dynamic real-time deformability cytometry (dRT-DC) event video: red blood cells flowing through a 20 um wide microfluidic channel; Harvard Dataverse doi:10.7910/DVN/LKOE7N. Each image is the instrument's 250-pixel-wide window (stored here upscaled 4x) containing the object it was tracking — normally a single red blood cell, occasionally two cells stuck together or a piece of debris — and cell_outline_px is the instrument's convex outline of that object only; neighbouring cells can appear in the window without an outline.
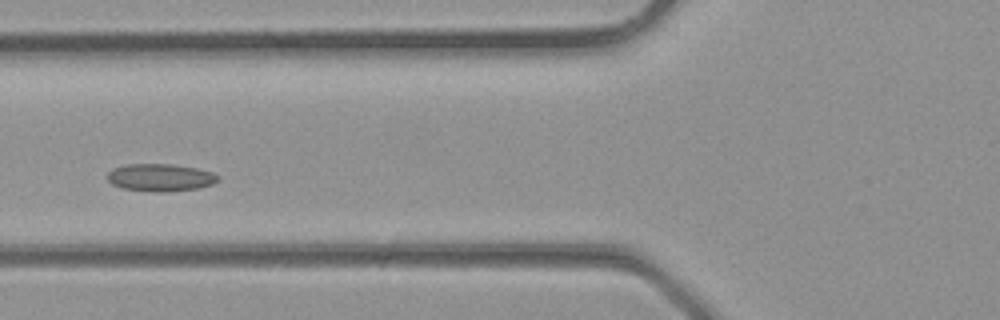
{"species": "common noctule bat (a hibernating species)", "species_latin": "Nyctalus noctula", "temperature_condition": "room temperature", "stored_images_in_passage": 16, "camera_frame_rate_fps": 3000, "um_per_image_px": 0.085, "animal": {"sex": "male", "body_mass_g": 23.1, "forearm_length_mm": 52.7}, "frame": {"image": 1, "passage_image": 10, "time_ms": 3.0, "image_size_px": [1000, 320], "cell_outline_px": [[220, 180], [212, 184], [200, 188], [164, 192], [156, 192], [124, 188], [112, 184], [108, 180], [108, 172], [112, 168], [124, 164], [172, 164], [196, 168], [212, 172], [220, 176]], "centroid_in_image_um": [13.65, 15.08], "position_along_channel_um": 112.1, "area_um2": 17.8}}
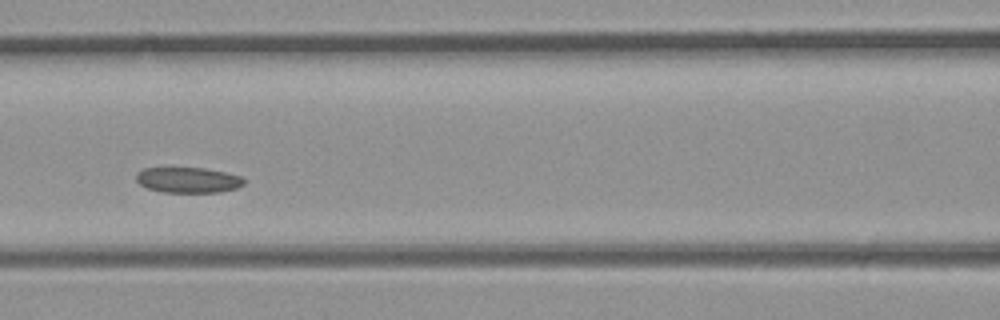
{"frame": {"image": 2, "passage_image": 12, "time_ms": 3.667, "image_size_px": [1000, 320], "cell_outline_px": [[244, 184], [236, 188], [220, 192], [164, 192], [148, 188], [140, 184], [136, 180], [136, 172], [144, 168], [204, 168], [224, 172], [240, 176], [244, 180]], "centroid_in_image_um": [15.97, 15.3], "position_along_channel_um": 150.6, "area_um2": 15.9}}
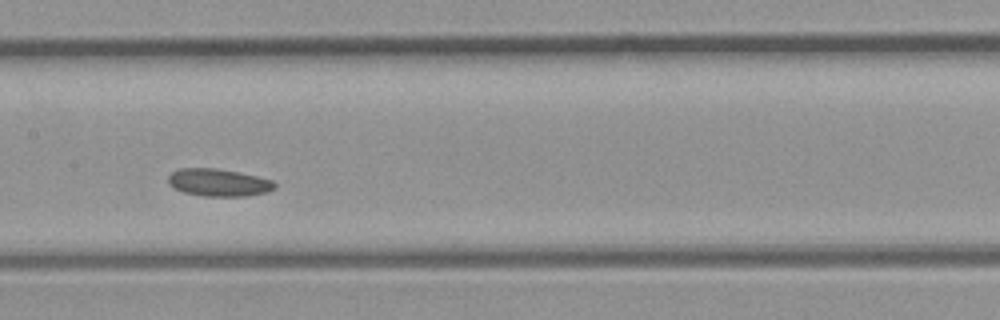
{"frame": {"image": 3, "passage_image": 14, "time_ms": 4.333, "image_size_px": [1000, 320], "cell_outline_px": [[276, 188], [268, 192], [248, 196], [204, 196], [184, 192], [172, 188], [168, 184], [168, 176], [172, 172], [180, 168], [216, 168], [256, 176], [272, 180], [276, 184]], "centroid_in_image_um": [18.57, 15.52], "position_along_channel_um": 188.8, "area_um2": 17.11}}